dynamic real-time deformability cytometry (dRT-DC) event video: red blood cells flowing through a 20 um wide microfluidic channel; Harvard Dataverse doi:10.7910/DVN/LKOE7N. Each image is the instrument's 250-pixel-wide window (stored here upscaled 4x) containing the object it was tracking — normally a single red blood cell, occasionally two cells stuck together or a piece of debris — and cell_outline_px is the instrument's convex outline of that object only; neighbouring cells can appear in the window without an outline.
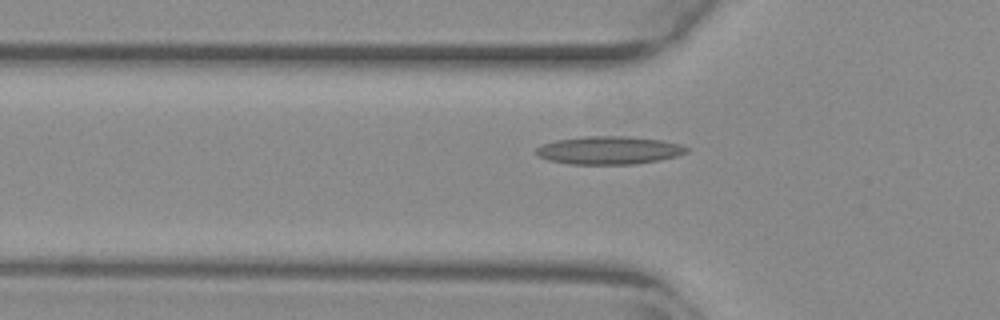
{"species": "common noctule bat (a hibernating species)", "species_latin": "Nyctalus noctula", "temperature_condition": "warm", "stored_images_in_passage": 39, "segment_of_instrument_passage": [1, 2], "camera_frame_rate_fps": 3000, "um_per_image_px": 0.085, "animal": {"sex": "female", "body_mass_g": 29.2, "forearm_length_mm": 56.3}, "frame": {"image": 1, "passage_image": 2, "time_ms": 0.333, "image_size_px": [1000, 320], "cell_outline_px": [[688, 152], [676, 156], [656, 160], [632, 164], [572, 164], [548, 160], [540, 156], [536, 152], [536, 148], [544, 144], [556, 140], [584, 136], [628, 136], [660, 140], [680, 144], [688, 148]], "centroid_in_image_um": [51.76, 12.76], "position_along_channel_um": 74.0, "area_um2": 24.28}}
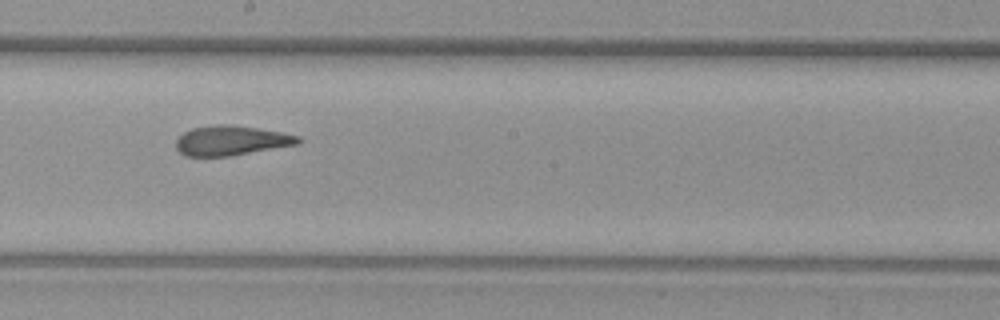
{"frame": {"image": 2, "passage_image": 14, "time_ms": 4.333, "image_size_px": [1000, 320], "cell_outline_px": [[300, 144], [228, 156], [184, 156], [176, 148], [176, 140], [184, 132], [192, 128], [216, 124], [228, 124], [256, 128], [280, 132], [300, 136]], "centroid_in_image_um": [19.64, 11.94], "position_along_channel_um": 228.6, "area_um2": 21.04}}
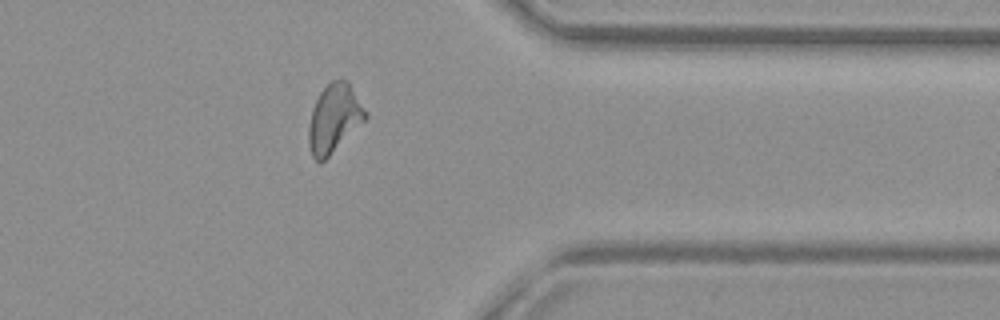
{"frame": {"image": 3, "passage_image": 27, "time_ms": 8.667, "image_size_px": [1000, 320], "cell_outline_px": [[368, 116], [320, 164], [312, 156], [308, 144], [308, 128], [312, 108], [320, 92], [332, 80], [348, 80], [368, 112]], "centroid_in_image_um": [28.39, 10.04], "position_along_channel_um": 383.0, "area_um2": 22.37}}